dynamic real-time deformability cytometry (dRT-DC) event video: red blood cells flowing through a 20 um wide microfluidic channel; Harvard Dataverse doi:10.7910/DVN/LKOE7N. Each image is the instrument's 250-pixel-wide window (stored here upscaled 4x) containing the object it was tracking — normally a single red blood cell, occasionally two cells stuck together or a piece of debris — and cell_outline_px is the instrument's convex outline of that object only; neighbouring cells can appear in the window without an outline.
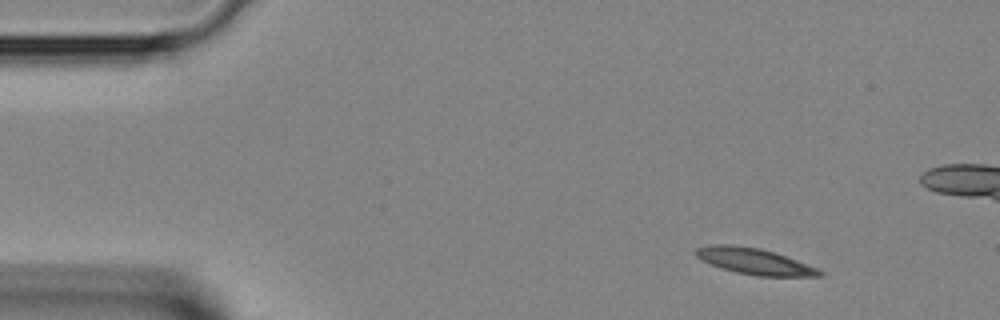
{"species": "Egyptian fruit bat (a non-hibernating species)", "species_latin": "Rousettus aegyptiacus", "temperature_condition": "room temperature", "stored_images_in_passage": 12, "camera_frame_rate_fps": 3000, "um_per_image_px": 0.085, "animal": {"sex": "female"}, "frame": {"image": 1, "passage_image": 1, "time_ms": 0.0, "image_size_px": [1000, 320], "cell_outline_px": [[824, 276], [760, 276], [736, 272], [712, 264], [696, 256], [692, 252], [696, 248], [708, 244], [728, 244], [760, 248], [796, 260], [816, 268], [824, 272]], "centroid_in_image_um": [64.09, 22.2], "position_along_channel_um": 20.9, "area_um2": 18.5}}
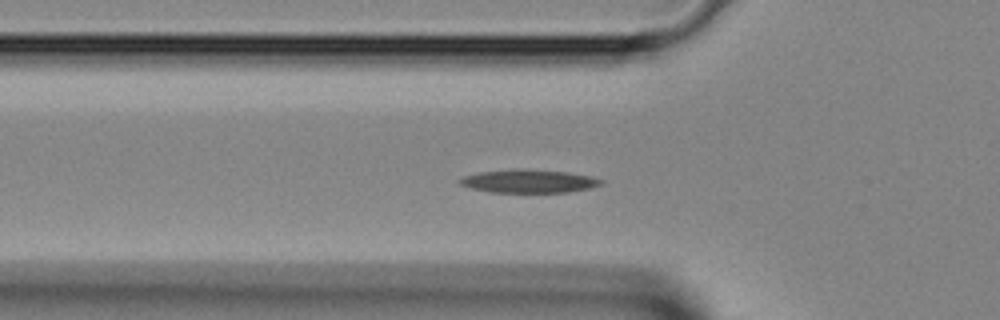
{"frame": {"image": 2, "passage_image": 10, "time_ms": 3.0, "image_size_px": [1000, 320], "cell_outline_px": [[604, 180], [600, 184], [588, 188], [568, 192], [492, 192], [472, 188], [460, 184], [456, 180], [464, 176], [480, 172], [516, 168], [520, 168], [568, 172], [592, 176]], "centroid_in_image_um": [44.93, 15.38], "position_along_channel_um": 80.9, "area_um2": 19.07}}